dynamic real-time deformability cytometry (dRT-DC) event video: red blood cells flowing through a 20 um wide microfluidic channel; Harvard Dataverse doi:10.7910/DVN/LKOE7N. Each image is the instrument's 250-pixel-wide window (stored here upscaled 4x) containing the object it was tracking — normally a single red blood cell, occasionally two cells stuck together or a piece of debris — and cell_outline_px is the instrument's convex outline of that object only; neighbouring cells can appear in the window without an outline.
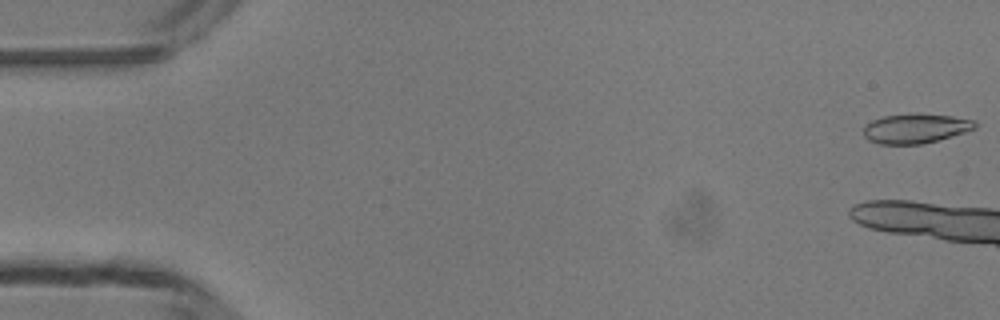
{"species": "common noctule bat (a hibernating species)", "species_latin": "Nyctalus noctula", "temperature_condition": "room temperature", "stored_images_in_passage": 6, "camera_frame_rate_fps": 3000, "um_per_image_px": 0.085, "animal": {"sex": "male", "body_mass_g": 13.3}, "frame": {"image": 1, "passage_image": 1, "time_ms": 0.0, "image_size_px": [1000, 320], "cell_outline_px": [[976, 128], [964, 132], [924, 144], [880, 144], [868, 140], [864, 136], [864, 128], [872, 120], [884, 116], [912, 112], [916, 112], [952, 116], [976, 120]], "centroid_in_image_um": [77.83, 10.9], "position_along_channel_um": 7.2, "area_um2": 19.42}}